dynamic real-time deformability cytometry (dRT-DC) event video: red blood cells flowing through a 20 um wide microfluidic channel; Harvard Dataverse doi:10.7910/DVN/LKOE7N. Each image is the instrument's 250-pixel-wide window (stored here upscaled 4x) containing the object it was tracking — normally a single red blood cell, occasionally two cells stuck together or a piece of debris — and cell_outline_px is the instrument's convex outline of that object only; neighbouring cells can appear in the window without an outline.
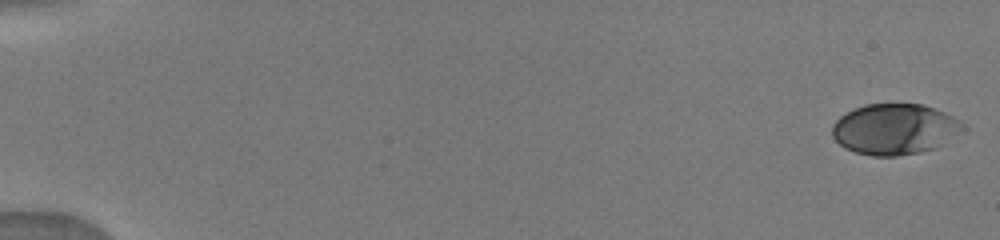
{"species": "human", "species_latin": "Homo sapiens", "temperature_condition": "warm", "stored_images_in_passage": 43, "camera_frame_rate_fps": 3000, "um_per_image_px": 0.085, "donor": {"sex": "male"}, "frame": {"image": 1, "passage_image": 1, "time_ms": 0.0, "image_size_px": [1000, 240], "cell_outline_px": [[968, 128], [936, 148], [920, 152], [896, 156], [872, 156], [856, 152], [844, 148], [832, 136], [832, 124], [840, 116], [864, 104], [924, 104], [944, 112], [952, 116]], "centroid_in_image_um": [76.05, 10.98], "position_along_channel_um": 8.9, "area_um2": 38.73}}
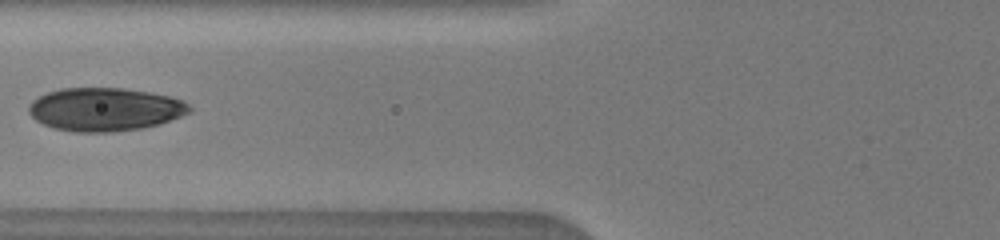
{"frame": {"image": 2, "passage_image": 20, "time_ms": 7.0, "image_size_px": [1000, 240], "cell_outline_px": [[192, 112], [160, 124], [144, 128], [112, 132], [76, 132], [56, 128], [44, 124], [36, 120], [28, 112], [28, 104], [32, 100], [48, 92], [60, 88], [124, 88], [148, 92], [168, 96], [184, 100], [192, 108]], "centroid_in_image_um": [8.94, 9.29], "position_along_channel_um": 116.9, "area_um2": 40.63}}
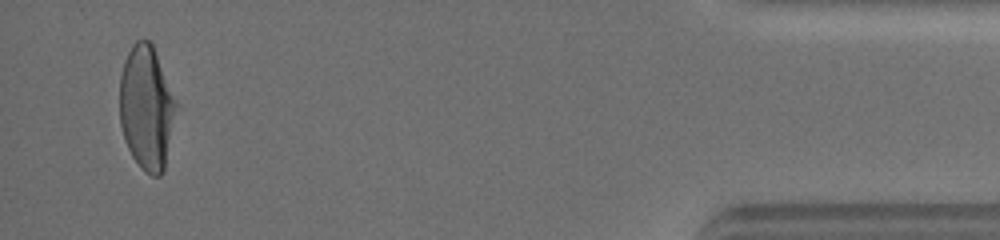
{"frame": {"image": 3, "passage_image": 42, "time_ms": 16.0, "image_size_px": [1000, 240], "cell_outline_px": [[180, 104], [164, 172], [160, 176], [152, 176], [144, 172], [140, 168], [132, 156], [124, 140], [120, 124], [120, 76], [124, 60], [132, 44], [136, 40], [148, 40], [152, 44]], "centroid_in_image_um": [12.51, 9.19], "position_along_channel_um": 422.7, "area_um2": 42.02}}